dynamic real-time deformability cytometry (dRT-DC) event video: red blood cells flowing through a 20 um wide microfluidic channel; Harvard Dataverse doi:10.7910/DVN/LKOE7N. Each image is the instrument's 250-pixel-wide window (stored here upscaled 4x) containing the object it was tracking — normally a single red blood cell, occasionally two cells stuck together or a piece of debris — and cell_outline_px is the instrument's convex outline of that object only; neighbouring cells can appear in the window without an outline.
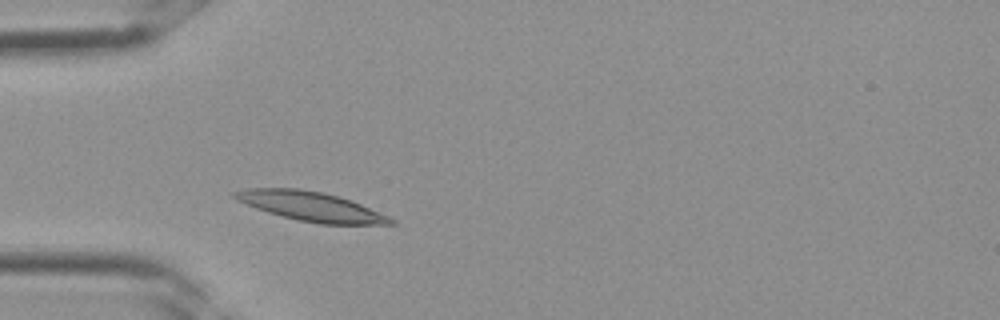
{"species": "Egyptian fruit bat (a non-hibernating species)", "species_latin": "Rousettus aegyptiacus", "temperature_condition": "room temperature", "stored_images_in_passage": 2, "camera_frame_rate_fps": 3000, "um_per_image_px": 0.085, "frame": {"image": 1, "passage_image": 2, "time_ms": 0.333, "image_size_px": [1000, 320], "cell_outline_px": [[396, 224], [320, 224], [296, 220], [268, 212], [256, 208], [236, 200], [232, 196], [232, 192], [248, 188], [300, 188], [324, 192], [340, 196], [352, 200], [388, 216], [396, 220]], "centroid_in_image_um": [26.43, 17.53], "position_along_channel_um": 58.6, "area_um2": 26.76}}